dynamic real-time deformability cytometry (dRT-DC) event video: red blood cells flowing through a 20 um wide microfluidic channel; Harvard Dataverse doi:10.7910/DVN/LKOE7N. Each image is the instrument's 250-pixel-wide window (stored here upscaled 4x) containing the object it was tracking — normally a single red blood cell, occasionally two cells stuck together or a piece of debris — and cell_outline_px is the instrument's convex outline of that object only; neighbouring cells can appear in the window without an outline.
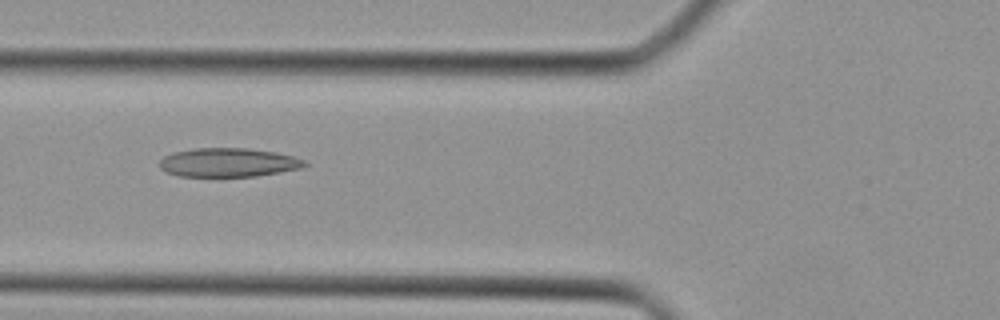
{"species": "Egyptian fruit bat (a non-hibernating species)", "species_latin": "Rousettus aegyptiacus", "temperature_condition": "cold", "stored_images_in_passage": 40, "camera_frame_rate_fps": 3000, "um_per_image_px": 0.085, "animal": {"sex": "female"}, "frame": {"image": 1, "passage_image": 15, "time_ms": 4.667, "image_size_px": [1000, 320], "cell_outline_px": [[308, 164], [304, 168], [256, 176], [180, 176], [168, 172], [160, 168], [160, 160], [164, 156], [172, 152], [196, 148], [248, 148], [276, 152], [292, 156], [304, 160]], "centroid_in_image_um": [19.43, 13.8], "position_along_channel_um": 106.4, "area_um2": 24.39}}
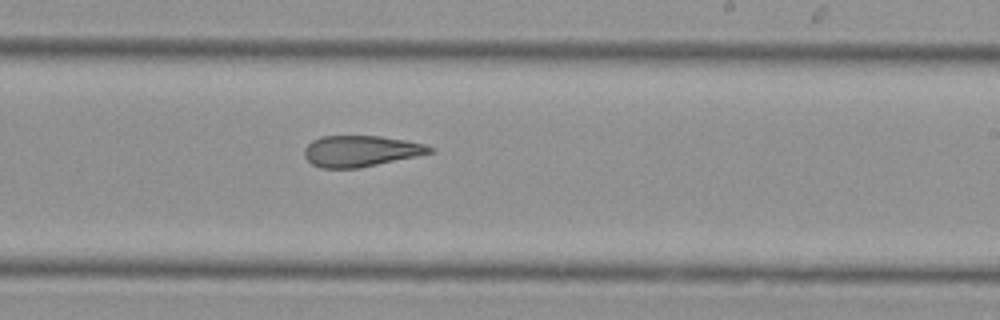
{"frame": {"image": 2, "passage_image": 24, "time_ms": 7.667, "image_size_px": [1000, 320], "cell_outline_px": [[432, 152], [416, 156], [356, 168], [320, 168], [312, 164], [304, 156], [304, 148], [312, 140], [320, 136], [380, 136], [404, 140], [424, 144], [432, 148]], "centroid_in_image_um": [30.59, 12.83], "position_along_channel_um": 258.4, "area_um2": 22.43}}
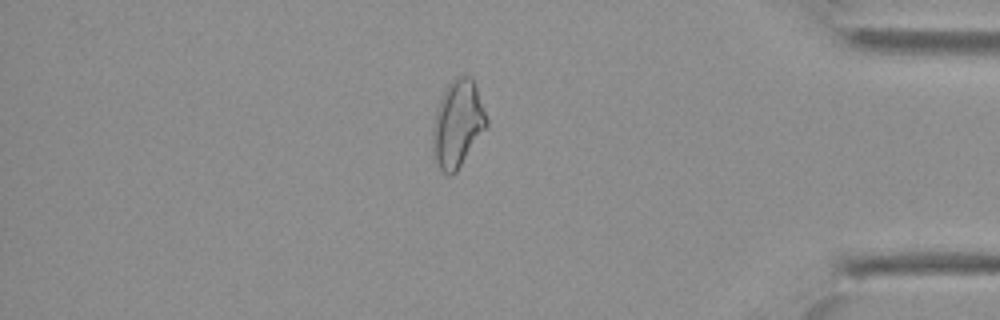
{"frame": {"image": 3, "passage_image": 34, "time_ms": 11.0, "image_size_px": [1000, 320], "cell_outline_px": [[488, 124], [456, 172], [444, 172], [440, 168], [432, 156], [432, 128], [436, 108], [448, 84], [456, 76], [472, 76], [488, 120]], "centroid_in_image_um": [38.88, 10.5], "position_along_channel_um": 396.3, "area_um2": 26.93}}